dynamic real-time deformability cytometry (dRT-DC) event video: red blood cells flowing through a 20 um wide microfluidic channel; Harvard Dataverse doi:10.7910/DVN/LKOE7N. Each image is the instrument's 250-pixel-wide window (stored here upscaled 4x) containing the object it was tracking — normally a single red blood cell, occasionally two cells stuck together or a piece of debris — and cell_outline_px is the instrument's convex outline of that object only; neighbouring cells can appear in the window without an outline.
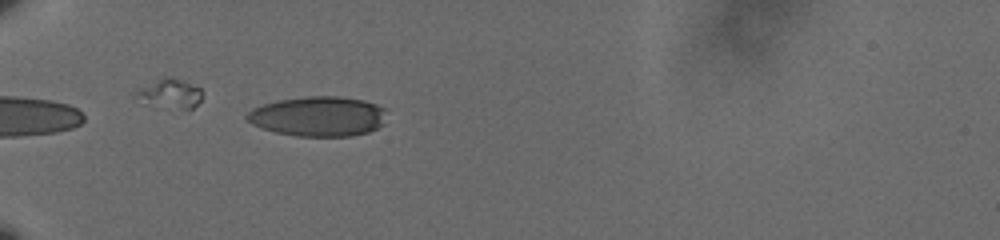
{"species": "human", "species_latin": "Homo sapiens", "temperature_condition": "cold", "stored_images_in_passage": 42, "camera_frame_rate_fps": 3000, "um_per_image_px": 0.085, "donor": {"sex": "male"}, "frame": {"image": 1, "passage_image": 4, "time_ms": 1.0, "image_size_px": [1000, 240], "cell_outline_px": [[384, 124], [368, 132], [352, 136], [296, 136], [276, 132], [260, 128], [252, 124], [244, 116], [252, 108], [264, 104], [280, 100], [308, 96], [340, 96], [364, 100], [376, 104], [384, 108]], "centroid_in_image_um": [27.04, 9.89], "position_along_channel_um": 58.0, "area_um2": 32.48}}
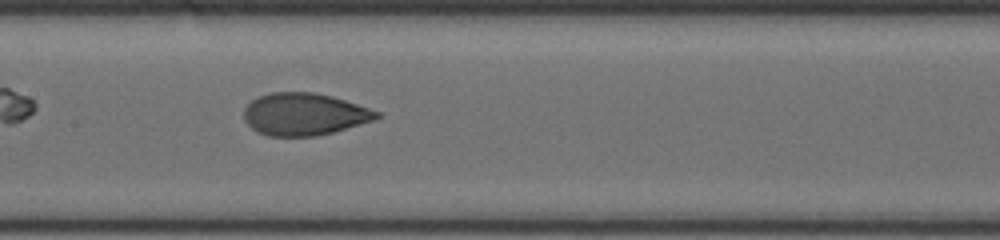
{"frame": {"image": 2, "passage_image": 16, "time_ms": 5.0, "image_size_px": [1000, 240], "cell_outline_px": [[380, 116], [372, 120], [332, 132], [316, 136], [268, 136], [256, 132], [244, 120], [244, 108], [252, 100], [260, 96], [272, 92], [316, 92], [332, 96], [380, 112]], "centroid_in_image_um": [25.81, 9.7], "position_along_channel_um": 181.6, "area_um2": 32.43}}
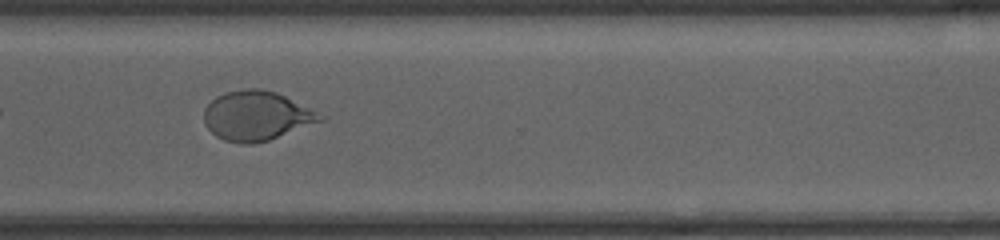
{"frame": {"image": 3, "passage_image": 30, "time_ms": 9.667, "image_size_px": [1000, 240], "cell_outline_px": [[324, 120], [268, 140], [252, 144], [240, 144], [224, 140], [216, 136], [204, 124], [204, 108], [216, 96], [224, 92], [244, 88], [260, 88], [276, 92], [324, 116]], "centroid_in_image_um": [21.75, 9.84], "position_along_channel_um": 348.9, "area_um2": 33.23}, "authors_computed_cell_mechanics": {"area_um2": 32.5703, "velocity_mm_per_s": 3.6025, "shape_relaxation_time_tau1_ms": 6.1107, "shape_relaxation_time_tau2_ms": 0.8792, "deformation_change_tau1": 0.1922, "deformation_change_tau2": 0.047}}